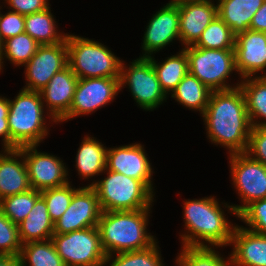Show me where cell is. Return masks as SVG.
I'll use <instances>...</instances> for the list:
<instances>
[{
    "label": "cell",
    "instance_id": "obj_1",
    "mask_svg": "<svg viewBox=\"0 0 266 266\" xmlns=\"http://www.w3.org/2000/svg\"><path fill=\"white\" fill-rule=\"evenodd\" d=\"M207 137L230 154L246 152L252 125L241 88L212 91L202 114Z\"/></svg>",
    "mask_w": 266,
    "mask_h": 266
},
{
    "label": "cell",
    "instance_id": "obj_2",
    "mask_svg": "<svg viewBox=\"0 0 266 266\" xmlns=\"http://www.w3.org/2000/svg\"><path fill=\"white\" fill-rule=\"evenodd\" d=\"M183 205L186 227L185 233L180 235L183 246H213V248L217 246L218 248L230 245L236 225L227 220L221 204L214 196L199 200L188 199Z\"/></svg>",
    "mask_w": 266,
    "mask_h": 266
},
{
    "label": "cell",
    "instance_id": "obj_3",
    "mask_svg": "<svg viewBox=\"0 0 266 266\" xmlns=\"http://www.w3.org/2000/svg\"><path fill=\"white\" fill-rule=\"evenodd\" d=\"M150 210L102 211L97 227L107 256L142 250L156 242L147 232Z\"/></svg>",
    "mask_w": 266,
    "mask_h": 266
},
{
    "label": "cell",
    "instance_id": "obj_4",
    "mask_svg": "<svg viewBox=\"0 0 266 266\" xmlns=\"http://www.w3.org/2000/svg\"><path fill=\"white\" fill-rule=\"evenodd\" d=\"M41 95L37 91L21 89L15 99H9L8 125L10 149L38 145L49 134Z\"/></svg>",
    "mask_w": 266,
    "mask_h": 266
},
{
    "label": "cell",
    "instance_id": "obj_5",
    "mask_svg": "<svg viewBox=\"0 0 266 266\" xmlns=\"http://www.w3.org/2000/svg\"><path fill=\"white\" fill-rule=\"evenodd\" d=\"M68 66L78 79L120 78L122 61L102 43L67 34Z\"/></svg>",
    "mask_w": 266,
    "mask_h": 266
},
{
    "label": "cell",
    "instance_id": "obj_6",
    "mask_svg": "<svg viewBox=\"0 0 266 266\" xmlns=\"http://www.w3.org/2000/svg\"><path fill=\"white\" fill-rule=\"evenodd\" d=\"M105 172L104 179L87 185L96 190L102 211L151 208L155 194L143 182L108 169Z\"/></svg>",
    "mask_w": 266,
    "mask_h": 266
},
{
    "label": "cell",
    "instance_id": "obj_7",
    "mask_svg": "<svg viewBox=\"0 0 266 266\" xmlns=\"http://www.w3.org/2000/svg\"><path fill=\"white\" fill-rule=\"evenodd\" d=\"M188 57L189 73L197 77L211 91L228 90L226 80L233 71L237 72L234 49H206L196 46L183 48Z\"/></svg>",
    "mask_w": 266,
    "mask_h": 266
},
{
    "label": "cell",
    "instance_id": "obj_8",
    "mask_svg": "<svg viewBox=\"0 0 266 266\" xmlns=\"http://www.w3.org/2000/svg\"><path fill=\"white\" fill-rule=\"evenodd\" d=\"M51 240L65 266H105L107 255L98 227L54 234Z\"/></svg>",
    "mask_w": 266,
    "mask_h": 266
},
{
    "label": "cell",
    "instance_id": "obj_9",
    "mask_svg": "<svg viewBox=\"0 0 266 266\" xmlns=\"http://www.w3.org/2000/svg\"><path fill=\"white\" fill-rule=\"evenodd\" d=\"M231 177L243 205L223 206L238 214L250 203L266 199V166L246 152L229 154Z\"/></svg>",
    "mask_w": 266,
    "mask_h": 266
},
{
    "label": "cell",
    "instance_id": "obj_10",
    "mask_svg": "<svg viewBox=\"0 0 266 266\" xmlns=\"http://www.w3.org/2000/svg\"><path fill=\"white\" fill-rule=\"evenodd\" d=\"M126 66L122 60L120 71V90L128 85L133 99L145 111H153L167 99L160 86L151 61L148 58H137ZM126 84V85H125Z\"/></svg>",
    "mask_w": 266,
    "mask_h": 266
},
{
    "label": "cell",
    "instance_id": "obj_11",
    "mask_svg": "<svg viewBox=\"0 0 266 266\" xmlns=\"http://www.w3.org/2000/svg\"><path fill=\"white\" fill-rule=\"evenodd\" d=\"M38 145L19 147L23 152L31 189L42 191L68 184V168L57 156L38 152ZM65 165V166H64Z\"/></svg>",
    "mask_w": 266,
    "mask_h": 266
},
{
    "label": "cell",
    "instance_id": "obj_12",
    "mask_svg": "<svg viewBox=\"0 0 266 266\" xmlns=\"http://www.w3.org/2000/svg\"><path fill=\"white\" fill-rule=\"evenodd\" d=\"M102 210L98 194L92 186L79 187L63 215L54 223V234L97 227Z\"/></svg>",
    "mask_w": 266,
    "mask_h": 266
},
{
    "label": "cell",
    "instance_id": "obj_13",
    "mask_svg": "<svg viewBox=\"0 0 266 266\" xmlns=\"http://www.w3.org/2000/svg\"><path fill=\"white\" fill-rule=\"evenodd\" d=\"M67 65L66 39L54 45H40L24 65L26 85L23 89L40 92Z\"/></svg>",
    "mask_w": 266,
    "mask_h": 266
},
{
    "label": "cell",
    "instance_id": "obj_14",
    "mask_svg": "<svg viewBox=\"0 0 266 266\" xmlns=\"http://www.w3.org/2000/svg\"><path fill=\"white\" fill-rule=\"evenodd\" d=\"M120 78H84L78 79L73 101L69 110V119L92 113L111 103L120 92Z\"/></svg>",
    "mask_w": 266,
    "mask_h": 266
},
{
    "label": "cell",
    "instance_id": "obj_15",
    "mask_svg": "<svg viewBox=\"0 0 266 266\" xmlns=\"http://www.w3.org/2000/svg\"><path fill=\"white\" fill-rule=\"evenodd\" d=\"M176 39L180 41L178 4L171 0L149 20L143 36L144 53L141 58L151 57Z\"/></svg>",
    "mask_w": 266,
    "mask_h": 266
},
{
    "label": "cell",
    "instance_id": "obj_16",
    "mask_svg": "<svg viewBox=\"0 0 266 266\" xmlns=\"http://www.w3.org/2000/svg\"><path fill=\"white\" fill-rule=\"evenodd\" d=\"M77 83L78 77L67 65L57 72L39 92L43 103L45 102L46 104V111H49L46 113L52 122L59 123L69 120V110Z\"/></svg>",
    "mask_w": 266,
    "mask_h": 266
},
{
    "label": "cell",
    "instance_id": "obj_17",
    "mask_svg": "<svg viewBox=\"0 0 266 266\" xmlns=\"http://www.w3.org/2000/svg\"><path fill=\"white\" fill-rule=\"evenodd\" d=\"M106 169L140 180L152 192V167L140 143L128 144L107 151Z\"/></svg>",
    "mask_w": 266,
    "mask_h": 266
},
{
    "label": "cell",
    "instance_id": "obj_18",
    "mask_svg": "<svg viewBox=\"0 0 266 266\" xmlns=\"http://www.w3.org/2000/svg\"><path fill=\"white\" fill-rule=\"evenodd\" d=\"M178 4L179 36L184 47L194 45L218 15L213 1H174Z\"/></svg>",
    "mask_w": 266,
    "mask_h": 266
},
{
    "label": "cell",
    "instance_id": "obj_19",
    "mask_svg": "<svg viewBox=\"0 0 266 266\" xmlns=\"http://www.w3.org/2000/svg\"><path fill=\"white\" fill-rule=\"evenodd\" d=\"M235 61L240 79L254 77L266 68V32L248 29L235 36Z\"/></svg>",
    "mask_w": 266,
    "mask_h": 266
},
{
    "label": "cell",
    "instance_id": "obj_20",
    "mask_svg": "<svg viewBox=\"0 0 266 266\" xmlns=\"http://www.w3.org/2000/svg\"><path fill=\"white\" fill-rule=\"evenodd\" d=\"M3 150L0 153V200L31 189L23 152L19 148Z\"/></svg>",
    "mask_w": 266,
    "mask_h": 266
},
{
    "label": "cell",
    "instance_id": "obj_21",
    "mask_svg": "<svg viewBox=\"0 0 266 266\" xmlns=\"http://www.w3.org/2000/svg\"><path fill=\"white\" fill-rule=\"evenodd\" d=\"M234 266H266V235L236 224L230 245Z\"/></svg>",
    "mask_w": 266,
    "mask_h": 266
},
{
    "label": "cell",
    "instance_id": "obj_22",
    "mask_svg": "<svg viewBox=\"0 0 266 266\" xmlns=\"http://www.w3.org/2000/svg\"><path fill=\"white\" fill-rule=\"evenodd\" d=\"M20 242L50 240L54 235V223L51 221L45 200L40 196L28 216L18 224Z\"/></svg>",
    "mask_w": 266,
    "mask_h": 266
},
{
    "label": "cell",
    "instance_id": "obj_23",
    "mask_svg": "<svg viewBox=\"0 0 266 266\" xmlns=\"http://www.w3.org/2000/svg\"><path fill=\"white\" fill-rule=\"evenodd\" d=\"M264 0H218V16L230 27L236 36L250 29L254 14Z\"/></svg>",
    "mask_w": 266,
    "mask_h": 266
},
{
    "label": "cell",
    "instance_id": "obj_24",
    "mask_svg": "<svg viewBox=\"0 0 266 266\" xmlns=\"http://www.w3.org/2000/svg\"><path fill=\"white\" fill-rule=\"evenodd\" d=\"M108 148L101 142L86 135L78 148L76 159V170L83 179H89L103 173L106 169Z\"/></svg>",
    "mask_w": 266,
    "mask_h": 266
},
{
    "label": "cell",
    "instance_id": "obj_25",
    "mask_svg": "<svg viewBox=\"0 0 266 266\" xmlns=\"http://www.w3.org/2000/svg\"><path fill=\"white\" fill-rule=\"evenodd\" d=\"M263 74L243 78L239 83L252 127H266V73Z\"/></svg>",
    "mask_w": 266,
    "mask_h": 266
},
{
    "label": "cell",
    "instance_id": "obj_26",
    "mask_svg": "<svg viewBox=\"0 0 266 266\" xmlns=\"http://www.w3.org/2000/svg\"><path fill=\"white\" fill-rule=\"evenodd\" d=\"M155 70L160 86L165 94L169 95L189 72L188 57L182 48L177 55H172L159 62L153 56L148 57Z\"/></svg>",
    "mask_w": 266,
    "mask_h": 266
},
{
    "label": "cell",
    "instance_id": "obj_27",
    "mask_svg": "<svg viewBox=\"0 0 266 266\" xmlns=\"http://www.w3.org/2000/svg\"><path fill=\"white\" fill-rule=\"evenodd\" d=\"M56 28L50 7L41 12L25 15V32L40 45H54L66 39L67 34L59 33Z\"/></svg>",
    "mask_w": 266,
    "mask_h": 266
},
{
    "label": "cell",
    "instance_id": "obj_28",
    "mask_svg": "<svg viewBox=\"0 0 266 266\" xmlns=\"http://www.w3.org/2000/svg\"><path fill=\"white\" fill-rule=\"evenodd\" d=\"M211 92L197 77L188 72L172 91L171 98H174L186 108L203 114L208 105Z\"/></svg>",
    "mask_w": 266,
    "mask_h": 266
},
{
    "label": "cell",
    "instance_id": "obj_29",
    "mask_svg": "<svg viewBox=\"0 0 266 266\" xmlns=\"http://www.w3.org/2000/svg\"><path fill=\"white\" fill-rule=\"evenodd\" d=\"M39 46L40 44L26 32L3 41L0 53V72L4 67V61H2L4 58H7L15 66H24L36 53Z\"/></svg>",
    "mask_w": 266,
    "mask_h": 266
},
{
    "label": "cell",
    "instance_id": "obj_30",
    "mask_svg": "<svg viewBox=\"0 0 266 266\" xmlns=\"http://www.w3.org/2000/svg\"><path fill=\"white\" fill-rule=\"evenodd\" d=\"M19 259L21 266H65L51 239L23 244Z\"/></svg>",
    "mask_w": 266,
    "mask_h": 266
},
{
    "label": "cell",
    "instance_id": "obj_31",
    "mask_svg": "<svg viewBox=\"0 0 266 266\" xmlns=\"http://www.w3.org/2000/svg\"><path fill=\"white\" fill-rule=\"evenodd\" d=\"M177 256L178 266H234L231 256L228 260L209 246H182Z\"/></svg>",
    "mask_w": 266,
    "mask_h": 266
},
{
    "label": "cell",
    "instance_id": "obj_32",
    "mask_svg": "<svg viewBox=\"0 0 266 266\" xmlns=\"http://www.w3.org/2000/svg\"><path fill=\"white\" fill-rule=\"evenodd\" d=\"M234 45L235 35L217 15L193 46L206 49H234Z\"/></svg>",
    "mask_w": 266,
    "mask_h": 266
},
{
    "label": "cell",
    "instance_id": "obj_33",
    "mask_svg": "<svg viewBox=\"0 0 266 266\" xmlns=\"http://www.w3.org/2000/svg\"><path fill=\"white\" fill-rule=\"evenodd\" d=\"M157 243L142 250L118 253L117 256L109 255L106 257L105 265L112 260L110 266H164Z\"/></svg>",
    "mask_w": 266,
    "mask_h": 266
},
{
    "label": "cell",
    "instance_id": "obj_34",
    "mask_svg": "<svg viewBox=\"0 0 266 266\" xmlns=\"http://www.w3.org/2000/svg\"><path fill=\"white\" fill-rule=\"evenodd\" d=\"M40 196V191L35 189L8 196L0 200V209L5 216L18 225L28 216Z\"/></svg>",
    "mask_w": 266,
    "mask_h": 266
},
{
    "label": "cell",
    "instance_id": "obj_35",
    "mask_svg": "<svg viewBox=\"0 0 266 266\" xmlns=\"http://www.w3.org/2000/svg\"><path fill=\"white\" fill-rule=\"evenodd\" d=\"M79 188H73L71 183L40 191L41 197L45 200L51 221L55 223L69 207L73 194Z\"/></svg>",
    "mask_w": 266,
    "mask_h": 266
},
{
    "label": "cell",
    "instance_id": "obj_36",
    "mask_svg": "<svg viewBox=\"0 0 266 266\" xmlns=\"http://www.w3.org/2000/svg\"><path fill=\"white\" fill-rule=\"evenodd\" d=\"M21 248L18 225L0 209V255L19 256Z\"/></svg>",
    "mask_w": 266,
    "mask_h": 266
},
{
    "label": "cell",
    "instance_id": "obj_37",
    "mask_svg": "<svg viewBox=\"0 0 266 266\" xmlns=\"http://www.w3.org/2000/svg\"><path fill=\"white\" fill-rule=\"evenodd\" d=\"M254 233L266 235V199L248 204L237 216Z\"/></svg>",
    "mask_w": 266,
    "mask_h": 266
},
{
    "label": "cell",
    "instance_id": "obj_38",
    "mask_svg": "<svg viewBox=\"0 0 266 266\" xmlns=\"http://www.w3.org/2000/svg\"><path fill=\"white\" fill-rule=\"evenodd\" d=\"M23 32H25V15L12 10L3 15L0 11V39L2 42Z\"/></svg>",
    "mask_w": 266,
    "mask_h": 266
},
{
    "label": "cell",
    "instance_id": "obj_39",
    "mask_svg": "<svg viewBox=\"0 0 266 266\" xmlns=\"http://www.w3.org/2000/svg\"><path fill=\"white\" fill-rule=\"evenodd\" d=\"M246 153L266 166V127H252Z\"/></svg>",
    "mask_w": 266,
    "mask_h": 266
},
{
    "label": "cell",
    "instance_id": "obj_40",
    "mask_svg": "<svg viewBox=\"0 0 266 266\" xmlns=\"http://www.w3.org/2000/svg\"><path fill=\"white\" fill-rule=\"evenodd\" d=\"M12 11L22 15L44 11L49 6L48 0H4Z\"/></svg>",
    "mask_w": 266,
    "mask_h": 266
},
{
    "label": "cell",
    "instance_id": "obj_41",
    "mask_svg": "<svg viewBox=\"0 0 266 266\" xmlns=\"http://www.w3.org/2000/svg\"><path fill=\"white\" fill-rule=\"evenodd\" d=\"M9 99L0 96V137H2V149H10V130L8 125Z\"/></svg>",
    "mask_w": 266,
    "mask_h": 266
},
{
    "label": "cell",
    "instance_id": "obj_42",
    "mask_svg": "<svg viewBox=\"0 0 266 266\" xmlns=\"http://www.w3.org/2000/svg\"><path fill=\"white\" fill-rule=\"evenodd\" d=\"M250 29L259 32H266V0H264L263 5L254 14Z\"/></svg>",
    "mask_w": 266,
    "mask_h": 266
},
{
    "label": "cell",
    "instance_id": "obj_43",
    "mask_svg": "<svg viewBox=\"0 0 266 266\" xmlns=\"http://www.w3.org/2000/svg\"><path fill=\"white\" fill-rule=\"evenodd\" d=\"M0 266H21L19 256L0 255Z\"/></svg>",
    "mask_w": 266,
    "mask_h": 266
},
{
    "label": "cell",
    "instance_id": "obj_44",
    "mask_svg": "<svg viewBox=\"0 0 266 266\" xmlns=\"http://www.w3.org/2000/svg\"><path fill=\"white\" fill-rule=\"evenodd\" d=\"M172 1H212V0H172Z\"/></svg>",
    "mask_w": 266,
    "mask_h": 266
},
{
    "label": "cell",
    "instance_id": "obj_45",
    "mask_svg": "<svg viewBox=\"0 0 266 266\" xmlns=\"http://www.w3.org/2000/svg\"><path fill=\"white\" fill-rule=\"evenodd\" d=\"M1 49H2V41L0 39V53H1Z\"/></svg>",
    "mask_w": 266,
    "mask_h": 266
}]
</instances>
